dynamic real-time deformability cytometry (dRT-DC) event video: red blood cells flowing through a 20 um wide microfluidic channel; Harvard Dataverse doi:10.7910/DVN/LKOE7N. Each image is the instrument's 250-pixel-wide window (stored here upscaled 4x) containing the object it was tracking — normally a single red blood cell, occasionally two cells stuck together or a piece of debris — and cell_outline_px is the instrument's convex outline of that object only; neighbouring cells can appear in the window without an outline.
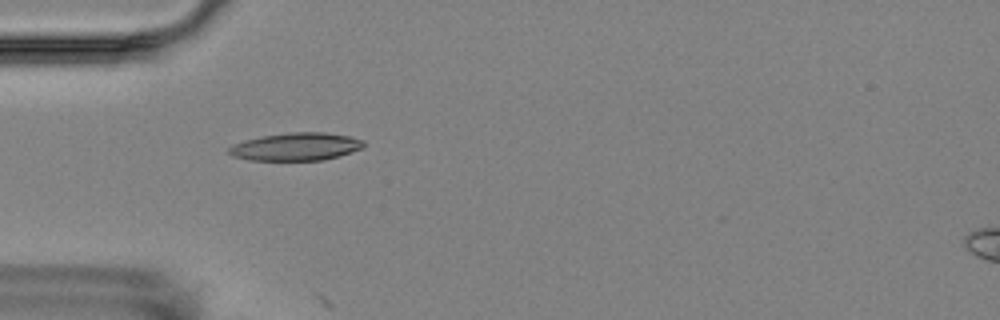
{"species": "Egyptian fruit bat (a non-hibernating species)", "species_latin": "Rousettus aegyptiacus", "temperature_condition": "room temperature", "stored_images_in_passage": 4, "camera_frame_rate_fps": 3000, "um_per_image_px": 0.085, "animal": {"sex": "female"}, "frame": {"image": 1, "passage_image": 2, "time_ms": 1.0, "image_size_px": [1000, 320], "cell_outline_px": [[364, 148], [340, 156], [324, 160], [248, 160], [232, 156], [228, 152], [228, 148], [232, 144], [244, 140], [264, 136], [288, 132], [324, 132], [348, 136], [364, 140]], "centroid_in_image_um": [25.16, 12.47], "position_along_channel_um": 59.8, "area_um2": 21.96}}
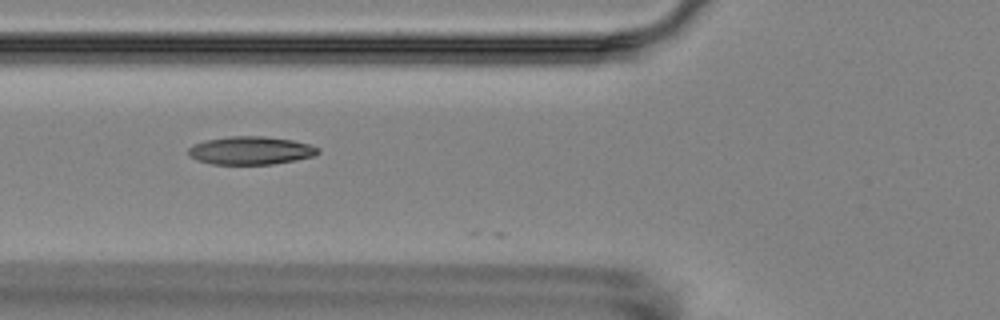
{"frame": {"image": 2, "passage_image": 3, "time_ms": 2.333, "image_size_px": [1000, 320], "cell_outline_px": [[320, 152], [312, 156], [296, 160], [272, 164], [212, 164], [196, 160], [188, 156], [188, 148], [192, 144], [204, 140], [228, 136], [264, 136], [292, 140], [308, 144], [320, 148]], "centroid_in_image_um": [21.26, 12.79], "position_along_channel_um": 104.5, "area_um2": 21.39}}
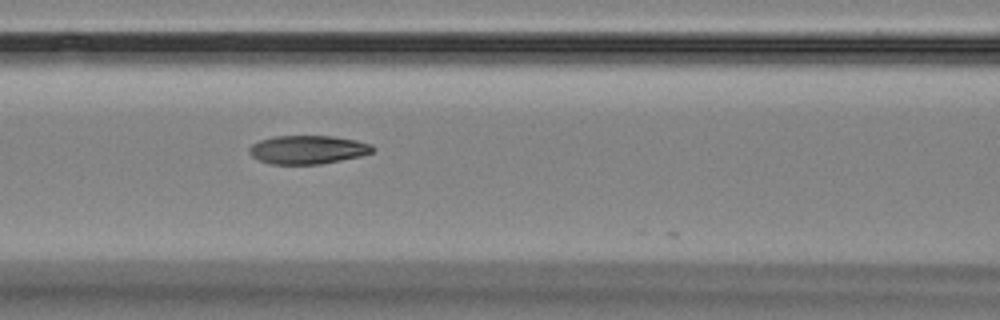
{"frame": {"image": 3, "passage_image": 4, "time_ms": 3.333, "image_size_px": [1000, 320], "cell_outline_px": [[376, 148], [372, 152], [360, 156], [320, 164], [272, 164], [260, 160], [252, 156], [248, 152], [248, 148], [252, 144], [260, 140], [276, 136], [332, 136], [356, 140], [372, 144]], "centroid_in_image_um": [26.17, 12.72], "position_along_channel_um": 140.4, "area_um2": 20.46}}